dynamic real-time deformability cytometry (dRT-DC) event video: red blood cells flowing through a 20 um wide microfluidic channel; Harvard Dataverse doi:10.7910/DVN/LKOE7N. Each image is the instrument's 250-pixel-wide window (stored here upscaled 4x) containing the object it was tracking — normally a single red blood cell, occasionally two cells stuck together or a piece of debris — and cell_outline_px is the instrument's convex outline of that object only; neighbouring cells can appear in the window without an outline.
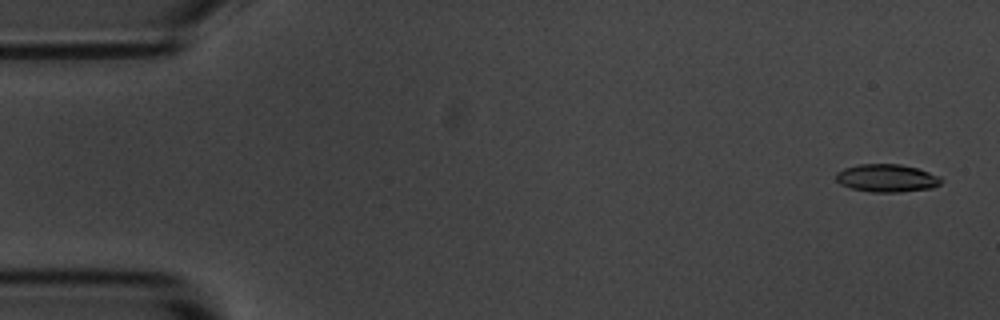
{"species": "common noctule bat (a hibernating species)", "species_latin": "Nyctalus noctula", "temperature_condition": "room temperature", "stored_images_in_passage": 55, "camera_frame_rate_fps": 3000, "um_per_image_px": 0.085, "animal": {"sex": "male", "body_mass_g": 20.1, "forearm_length_mm": 53.5}, "frame": {"image": 1, "passage_image": 2, "time_ms": 0.333, "image_size_px": [1000, 320], "cell_outline_px": [[944, 180], [940, 184], [932, 188], [900, 192], [872, 192], [848, 188], [840, 184], [836, 180], [836, 172], [844, 168], [860, 164], [900, 164], [916, 168], [940, 176]], "centroid_in_image_um": [75.37, 15.14], "position_along_channel_um": 9.6, "area_um2": 17.17}}
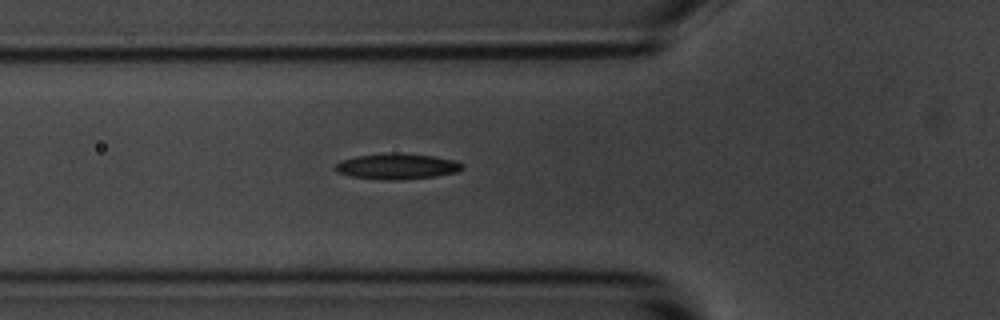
{"frame": {"image": 2, "passage_image": 19, "time_ms": 6.0, "image_size_px": [1000, 320], "cell_outline_px": [[464, 168], [460, 172], [436, 176], [396, 180], [384, 180], [352, 176], [336, 172], [332, 168], [336, 164], [344, 160], [356, 156], [392, 152], [432, 156], [456, 160], [464, 164]], "centroid_in_image_um": [33.79, 14.14], "position_along_channel_um": 92.0, "area_um2": 19.13}}
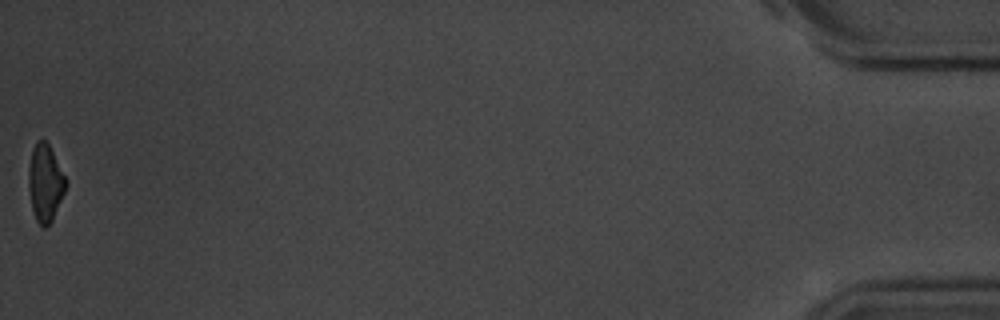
{"frame": {"image": 3, "passage_image": 55, "time_ms": 18.0, "image_size_px": [1000, 320], "cell_outline_px": [[68, 184], [52, 220], [44, 228], [36, 220], [32, 208], [28, 188], [28, 168], [32, 152], [36, 140], [44, 140], [48, 144]], "centroid_in_image_um": [3.82, 15.56], "position_along_channel_um": 431.4, "area_um2": 16.42}, "authors_computed_cell_mechanics": {"area_um2": 17.629, "velocity_mm_per_s": 3.6572, "shape_relaxation_time_tau1_ms": 3.9408, "shape_relaxation_time_tau2_ms": null, "deformation_change_tau1": 0.158, "deformation_change_tau2": null}}